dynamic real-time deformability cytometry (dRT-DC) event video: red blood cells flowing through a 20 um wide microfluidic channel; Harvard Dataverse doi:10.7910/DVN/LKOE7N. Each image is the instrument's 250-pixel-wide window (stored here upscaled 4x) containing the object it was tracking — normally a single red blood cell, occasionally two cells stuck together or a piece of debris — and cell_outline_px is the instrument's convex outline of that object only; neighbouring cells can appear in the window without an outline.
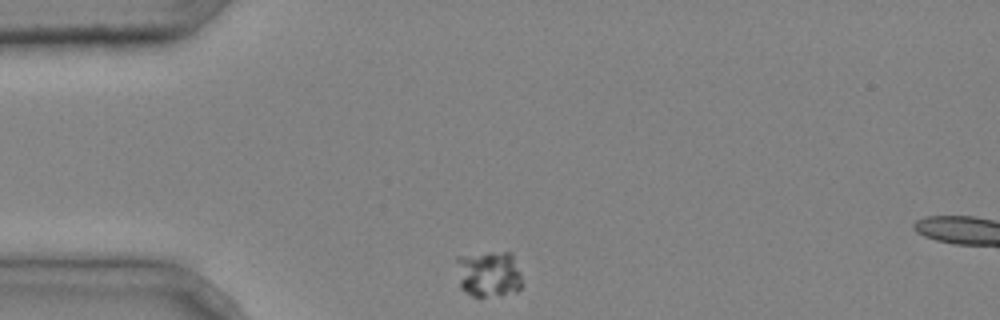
{"species": "common noctule bat (a hibernating species)", "species_latin": "Nyctalus noctula", "temperature_condition": "cold", "stored_images_in_passage": 4, "camera_frame_rate_fps": 3000, "um_per_image_px": 0.085, "animal": {"sex": "male", "body_mass_g": 20.4}, "frame": {"image": 1, "passage_image": 1, "time_ms": 0.0, "image_size_px": [1000, 320], "cell_outline_px": [[524, 284], [516, 292], [484, 296], [472, 296], [464, 292], [460, 288], [456, 260], [456, 256], [488, 252], [512, 252]], "centroid_in_image_um": [41.54, 23.27], "position_along_channel_um": 43.5, "area_um2": 17.92}}